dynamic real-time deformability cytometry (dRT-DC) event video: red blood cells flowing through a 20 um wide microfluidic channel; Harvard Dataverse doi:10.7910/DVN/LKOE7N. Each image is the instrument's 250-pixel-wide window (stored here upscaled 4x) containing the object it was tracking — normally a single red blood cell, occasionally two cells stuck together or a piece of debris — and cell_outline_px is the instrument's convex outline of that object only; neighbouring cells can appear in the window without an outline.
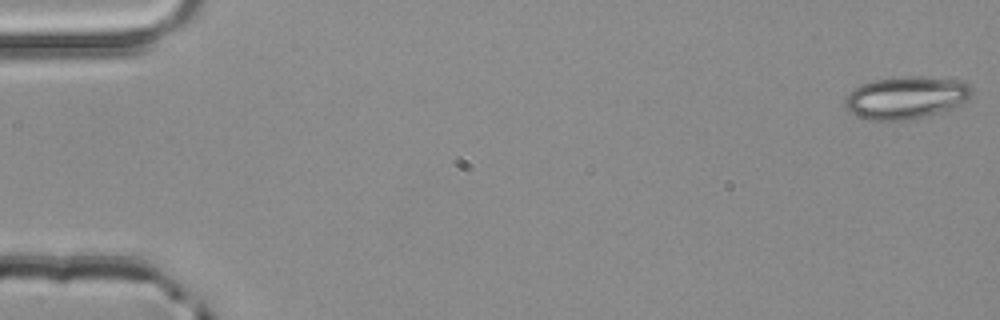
{"species": "common noctule bat (a hibernating species)", "species_latin": "Nyctalus noctula", "temperature_condition": "room temperature", "stored_images_in_passage": 4, "camera_frame_rate_fps": 3000, "um_per_image_px": 0.085, "animal": {"sex": "male", "body_mass_g": 20.4}, "frame": {"image": 1, "passage_image": 1, "time_ms": 0.0, "image_size_px": [1000, 320], "cell_outline_px": [[972, 92], [956, 108], [908, 120], [868, 120], [852, 112], [848, 108], [844, 100], [848, 92], [860, 84], [872, 80], [900, 76], [920, 76], [960, 80], [968, 84], [972, 88]], "centroid_in_image_um": [77.01, 8.28], "position_along_channel_um": 8.0, "area_um2": 31.33}}